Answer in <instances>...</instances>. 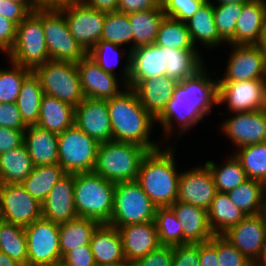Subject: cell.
Segmentation results:
<instances>
[{
    "instance_id": "cell-28",
    "label": "cell",
    "mask_w": 266,
    "mask_h": 266,
    "mask_svg": "<svg viewBox=\"0 0 266 266\" xmlns=\"http://www.w3.org/2000/svg\"><path fill=\"white\" fill-rule=\"evenodd\" d=\"M23 144L31 157L33 166L58 163V135L37 125H30L24 131Z\"/></svg>"
},
{
    "instance_id": "cell-56",
    "label": "cell",
    "mask_w": 266,
    "mask_h": 266,
    "mask_svg": "<svg viewBox=\"0 0 266 266\" xmlns=\"http://www.w3.org/2000/svg\"><path fill=\"white\" fill-rule=\"evenodd\" d=\"M30 12L20 3L0 0V15L18 25Z\"/></svg>"
},
{
    "instance_id": "cell-25",
    "label": "cell",
    "mask_w": 266,
    "mask_h": 266,
    "mask_svg": "<svg viewBox=\"0 0 266 266\" xmlns=\"http://www.w3.org/2000/svg\"><path fill=\"white\" fill-rule=\"evenodd\" d=\"M96 266H121L126 264L122 238L116 227L100 224L90 241Z\"/></svg>"
},
{
    "instance_id": "cell-47",
    "label": "cell",
    "mask_w": 266,
    "mask_h": 266,
    "mask_svg": "<svg viewBox=\"0 0 266 266\" xmlns=\"http://www.w3.org/2000/svg\"><path fill=\"white\" fill-rule=\"evenodd\" d=\"M120 45L109 41L100 40L88 52V55L103 69L105 72L116 75L114 69L120 60ZM109 54V55H108ZM113 60V61H112Z\"/></svg>"
},
{
    "instance_id": "cell-24",
    "label": "cell",
    "mask_w": 266,
    "mask_h": 266,
    "mask_svg": "<svg viewBox=\"0 0 266 266\" xmlns=\"http://www.w3.org/2000/svg\"><path fill=\"white\" fill-rule=\"evenodd\" d=\"M118 230L127 263H133L161 245L155 221L121 226Z\"/></svg>"
},
{
    "instance_id": "cell-52",
    "label": "cell",
    "mask_w": 266,
    "mask_h": 266,
    "mask_svg": "<svg viewBox=\"0 0 266 266\" xmlns=\"http://www.w3.org/2000/svg\"><path fill=\"white\" fill-rule=\"evenodd\" d=\"M61 266H96L91 245L79 246L67 252L61 259Z\"/></svg>"
},
{
    "instance_id": "cell-37",
    "label": "cell",
    "mask_w": 266,
    "mask_h": 266,
    "mask_svg": "<svg viewBox=\"0 0 266 266\" xmlns=\"http://www.w3.org/2000/svg\"><path fill=\"white\" fill-rule=\"evenodd\" d=\"M43 89L39 78L32 71L23 81L16 105L27 126L37 125Z\"/></svg>"
},
{
    "instance_id": "cell-27",
    "label": "cell",
    "mask_w": 266,
    "mask_h": 266,
    "mask_svg": "<svg viewBox=\"0 0 266 266\" xmlns=\"http://www.w3.org/2000/svg\"><path fill=\"white\" fill-rule=\"evenodd\" d=\"M177 83L169 76H159L140 81L133 90L142 106L156 120L172 98Z\"/></svg>"
},
{
    "instance_id": "cell-66",
    "label": "cell",
    "mask_w": 266,
    "mask_h": 266,
    "mask_svg": "<svg viewBox=\"0 0 266 266\" xmlns=\"http://www.w3.org/2000/svg\"><path fill=\"white\" fill-rule=\"evenodd\" d=\"M23 266H61L60 263H53V264H31V263H27Z\"/></svg>"
},
{
    "instance_id": "cell-58",
    "label": "cell",
    "mask_w": 266,
    "mask_h": 266,
    "mask_svg": "<svg viewBox=\"0 0 266 266\" xmlns=\"http://www.w3.org/2000/svg\"><path fill=\"white\" fill-rule=\"evenodd\" d=\"M161 0H119L117 11L130 14L156 8Z\"/></svg>"
},
{
    "instance_id": "cell-6",
    "label": "cell",
    "mask_w": 266,
    "mask_h": 266,
    "mask_svg": "<svg viewBox=\"0 0 266 266\" xmlns=\"http://www.w3.org/2000/svg\"><path fill=\"white\" fill-rule=\"evenodd\" d=\"M8 57L32 71L51 60L42 27V9L29 13L17 25L15 44Z\"/></svg>"
},
{
    "instance_id": "cell-20",
    "label": "cell",
    "mask_w": 266,
    "mask_h": 266,
    "mask_svg": "<svg viewBox=\"0 0 266 266\" xmlns=\"http://www.w3.org/2000/svg\"><path fill=\"white\" fill-rule=\"evenodd\" d=\"M74 124L99 143L112 141L107 100L85 97L75 107Z\"/></svg>"
},
{
    "instance_id": "cell-44",
    "label": "cell",
    "mask_w": 266,
    "mask_h": 266,
    "mask_svg": "<svg viewBox=\"0 0 266 266\" xmlns=\"http://www.w3.org/2000/svg\"><path fill=\"white\" fill-rule=\"evenodd\" d=\"M154 221L161 245L183 244L182 224L170 207H157Z\"/></svg>"
},
{
    "instance_id": "cell-38",
    "label": "cell",
    "mask_w": 266,
    "mask_h": 266,
    "mask_svg": "<svg viewBox=\"0 0 266 266\" xmlns=\"http://www.w3.org/2000/svg\"><path fill=\"white\" fill-rule=\"evenodd\" d=\"M205 164L211 170L218 192L228 193L248 179L239 159L234 154L231 157L228 156L226 163L221 167H217L218 165L212 160L206 161Z\"/></svg>"
},
{
    "instance_id": "cell-54",
    "label": "cell",
    "mask_w": 266,
    "mask_h": 266,
    "mask_svg": "<svg viewBox=\"0 0 266 266\" xmlns=\"http://www.w3.org/2000/svg\"><path fill=\"white\" fill-rule=\"evenodd\" d=\"M17 25L0 15V51L6 55L13 48L16 40Z\"/></svg>"
},
{
    "instance_id": "cell-45",
    "label": "cell",
    "mask_w": 266,
    "mask_h": 266,
    "mask_svg": "<svg viewBox=\"0 0 266 266\" xmlns=\"http://www.w3.org/2000/svg\"><path fill=\"white\" fill-rule=\"evenodd\" d=\"M243 4H213V13L219 36L229 45L235 44V26Z\"/></svg>"
},
{
    "instance_id": "cell-13",
    "label": "cell",
    "mask_w": 266,
    "mask_h": 266,
    "mask_svg": "<svg viewBox=\"0 0 266 266\" xmlns=\"http://www.w3.org/2000/svg\"><path fill=\"white\" fill-rule=\"evenodd\" d=\"M42 217V203L21 184H0V218L7 223L29 226Z\"/></svg>"
},
{
    "instance_id": "cell-60",
    "label": "cell",
    "mask_w": 266,
    "mask_h": 266,
    "mask_svg": "<svg viewBox=\"0 0 266 266\" xmlns=\"http://www.w3.org/2000/svg\"><path fill=\"white\" fill-rule=\"evenodd\" d=\"M37 9H60L74 0H34Z\"/></svg>"
},
{
    "instance_id": "cell-12",
    "label": "cell",
    "mask_w": 266,
    "mask_h": 266,
    "mask_svg": "<svg viewBox=\"0 0 266 266\" xmlns=\"http://www.w3.org/2000/svg\"><path fill=\"white\" fill-rule=\"evenodd\" d=\"M60 10L71 35L88 53L101 39L105 13L89 7L82 0H74Z\"/></svg>"
},
{
    "instance_id": "cell-40",
    "label": "cell",
    "mask_w": 266,
    "mask_h": 266,
    "mask_svg": "<svg viewBox=\"0 0 266 266\" xmlns=\"http://www.w3.org/2000/svg\"><path fill=\"white\" fill-rule=\"evenodd\" d=\"M0 251L22 265L27 264V239L23 226L0 223Z\"/></svg>"
},
{
    "instance_id": "cell-55",
    "label": "cell",
    "mask_w": 266,
    "mask_h": 266,
    "mask_svg": "<svg viewBox=\"0 0 266 266\" xmlns=\"http://www.w3.org/2000/svg\"><path fill=\"white\" fill-rule=\"evenodd\" d=\"M24 131L0 127V154L23 145Z\"/></svg>"
},
{
    "instance_id": "cell-43",
    "label": "cell",
    "mask_w": 266,
    "mask_h": 266,
    "mask_svg": "<svg viewBox=\"0 0 266 266\" xmlns=\"http://www.w3.org/2000/svg\"><path fill=\"white\" fill-rule=\"evenodd\" d=\"M132 26L129 21L128 14L113 11L105 13L103 23V32L100 40L109 41L117 45H131L129 52L133 50V34ZM130 42H132L130 44Z\"/></svg>"
},
{
    "instance_id": "cell-41",
    "label": "cell",
    "mask_w": 266,
    "mask_h": 266,
    "mask_svg": "<svg viewBox=\"0 0 266 266\" xmlns=\"http://www.w3.org/2000/svg\"><path fill=\"white\" fill-rule=\"evenodd\" d=\"M239 159L248 179L266 183V142L237 148Z\"/></svg>"
},
{
    "instance_id": "cell-63",
    "label": "cell",
    "mask_w": 266,
    "mask_h": 266,
    "mask_svg": "<svg viewBox=\"0 0 266 266\" xmlns=\"http://www.w3.org/2000/svg\"><path fill=\"white\" fill-rule=\"evenodd\" d=\"M256 266H266V242L262 248L259 258L254 263Z\"/></svg>"
},
{
    "instance_id": "cell-17",
    "label": "cell",
    "mask_w": 266,
    "mask_h": 266,
    "mask_svg": "<svg viewBox=\"0 0 266 266\" xmlns=\"http://www.w3.org/2000/svg\"><path fill=\"white\" fill-rule=\"evenodd\" d=\"M222 236L255 263L266 242V219L261 214L248 215Z\"/></svg>"
},
{
    "instance_id": "cell-39",
    "label": "cell",
    "mask_w": 266,
    "mask_h": 266,
    "mask_svg": "<svg viewBox=\"0 0 266 266\" xmlns=\"http://www.w3.org/2000/svg\"><path fill=\"white\" fill-rule=\"evenodd\" d=\"M263 188V182L247 179L227 194L232 203L247 216L259 215L262 212Z\"/></svg>"
},
{
    "instance_id": "cell-26",
    "label": "cell",
    "mask_w": 266,
    "mask_h": 266,
    "mask_svg": "<svg viewBox=\"0 0 266 266\" xmlns=\"http://www.w3.org/2000/svg\"><path fill=\"white\" fill-rule=\"evenodd\" d=\"M170 208L182 224L183 244L205 243L214 236L204 208L180 201L173 203Z\"/></svg>"
},
{
    "instance_id": "cell-42",
    "label": "cell",
    "mask_w": 266,
    "mask_h": 266,
    "mask_svg": "<svg viewBox=\"0 0 266 266\" xmlns=\"http://www.w3.org/2000/svg\"><path fill=\"white\" fill-rule=\"evenodd\" d=\"M155 44L174 49H197L191 40L186 22L170 17L162 20Z\"/></svg>"
},
{
    "instance_id": "cell-8",
    "label": "cell",
    "mask_w": 266,
    "mask_h": 266,
    "mask_svg": "<svg viewBox=\"0 0 266 266\" xmlns=\"http://www.w3.org/2000/svg\"><path fill=\"white\" fill-rule=\"evenodd\" d=\"M157 206L135 181L115 185L114 207L108 225L116 227L155 220Z\"/></svg>"
},
{
    "instance_id": "cell-49",
    "label": "cell",
    "mask_w": 266,
    "mask_h": 266,
    "mask_svg": "<svg viewBox=\"0 0 266 266\" xmlns=\"http://www.w3.org/2000/svg\"><path fill=\"white\" fill-rule=\"evenodd\" d=\"M217 256L219 266H251L253 264L222 235H217Z\"/></svg>"
},
{
    "instance_id": "cell-36",
    "label": "cell",
    "mask_w": 266,
    "mask_h": 266,
    "mask_svg": "<svg viewBox=\"0 0 266 266\" xmlns=\"http://www.w3.org/2000/svg\"><path fill=\"white\" fill-rule=\"evenodd\" d=\"M66 174L58 163L35 166L21 185L32 197L42 203L55 184Z\"/></svg>"
},
{
    "instance_id": "cell-62",
    "label": "cell",
    "mask_w": 266,
    "mask_h": 266,
    "mask_svg": "<svg viewBox=\"0 0 266 266\" xmlns=\"http://www.w3.org/2000/svg\"><path fill=\"white\" fill-rule=\"evenodd\" d=\"M22 4L30 13L38 10L34 0H11Z\"/></svg>"
},
{
    "instance_id": "cell-53",
    "label": "cell",
    "mask_w": 266,
    "mask_h": 266,
    "mask_svg": "<svg viewBox=\"0 0 266 266\" xmlns=\"http://www.w3.org/2000/svg\"><path fill=\"white\" fill-rule=\"evenodd\" d=\"M0 127L26 130L16 103H0Z\"/></svg>"
},
{
    "instance_id": "cell-51",
    "label": "cell",
    "mask_w": 266,
    "mask_h": 266,
    "mask_svg": "<svg viewBox=\"0 0 266 266\" xmlns=\"http://www.w3.org/2000/svg\"><path fill=\"white\" fill-rule=\"evenodd\" d=\"M172 266H200L199 244L174 245Z\"/></svg>"
},
{
    "instance_id": "cell-23",
    "label": "cell",
    "mask_w": 266,
    "mask_h": 266,
    "mask_svg": "<svg viewBox=\"0 0 266 266\" xmlns=\"http://www.w3.org/2000/svg\"><path fill=\"white\" fill-rule=\"evenodd\" d=\"M266 38V1L251 0L243 9L235 26V45L263 44Z\"/></svg>"
},
{
    "instance_id": "cell-22",
    "label": "cell",
    "mask_w": 266,
    "mask_h": 266,
    "mask_svg": "<svg viewBox=\"0 0 266 266\" xmlns=\"http://www.w3.org/2000/svg\"><path fill=\"white\" fill-rule=\"evenodd\" d=\"M42 217L54 223L69 222L77 217L74 201V174L62 177L42 202Z\"/></svg>"
},
{
    "instance_id": "cell-14",
    "label": "cell",
    "mask_w": 266,
    "mask_h": 266,
    "mask_svg": "<svg viewBox=\"0 0 266 266\" xmlns=\"http://www.w3.org/2000/svg\"><path fill=\"white\" fill-rule=\"evenodd\" d=\"M24 229L27 239V263H61L59 224L41 217Z\"/></svg>"
},
{
    "instance_id": "cell-50",
    "label": "cell",
    "mask_w": 266,
    "mask_h": 266,
    "mask_svg": "<svg viewBox=\"0 0 266 266\" xmlns=\"http://www.w3.org/2000/svg\"><path fill=\"white\" fill-rule=\"evenodd\" d=\"M173 246L160 245L144 257L135 260L133 266H172Z\"/></svg>"
},
{
    "instance_id": "cell-2",
    "label": "cell",
    "mask_w": 266,
    "mask_h": 266,
    "mask_svg": "<svg viewBox=\"0 0 266 266\" xmlns=\"http://www.w3.org/2000/svg\"><path fill=\"white\" fill-rule=\"evenodd\" d=\"M127 88V89H126ZM112 127V140L134 143L153 151L161 148L150 141L156 120L142 106L136 92L125 87L118 96L107 100Z\"/></svg>"
},
{
    "instance_id": "cell-64",
    "label": "cell",
    "mask_w": 266,
    "mask_h": 266,
    "mask_svg": "<svg viewBox=\"0 0 266 266\" xmlns=\"http://www.w3.org/2000/svg\"><path fill=\"white\" fill-rule=\"evenodd\" d=\"M261 215L266 219V183L263 188L262 212Z\"/></svg>"
},
{
    "instance_id": "cell-5",
    "label": "cell",
    "mask_w": 266,
    "mask_h": 266,
    "mask_svg": "<svg viewBox=\"0 0 266 266\" xmlns=\"http://www.w3.org/2000/svg\"><path fill=\"white\" fill-rule=\"evenodd\" d=\"M148 151L134 143L114 140L102 142L98 147L93 172L114 183L135 181Z\"/></svg>"
},
{
    "instance_id": "cell-21",
    "label": "cell",
    "mask_w": 266,
    "mask_h": 266,
    "mask_svg": "<svg viewBox=\"0 0 266 266\" xmlns=\"http://www.w3.org/2000/svg\"><path fill=\"white\" fill-rule=\"evenodd\" d=\"M76 64L85 97L108 100L123 91L119 87L117 75L105 72L88 54Z\"/></svg>"
},
{
    "instance_id": "cell-4",
    "label": "cell",
    "mask_w": 266,
    "mask_h": 266,
    "mask_svg": "<svg viewBox=\"0 0 266 266\" xmlns=\"http://www.w3.org/2000/svg\"><path fill=\"white\" fill-rule=\"evenodd\" d=\"M116 183L94 173L74 174V201L78 217L108 224L114 207Z\"/></svg>"
},
{
    "instance_id": "cell-59",
    "label": "cell",
    "mask_w": 266,
    "mask_h": 266,
    "mask_svg": "<svg viewBox=\"0 0 266 266\" xmlns=\"http://www.w3.org/2000/svg\"><path fill=\"white\" fill-rule=\"evenodd\" d=\"M89 7L104 13L117 11L119 0H82Z\"/></svg>"
},
{
    "instance_id": "cell-11",
    "label": "cell",
    "mask_w": 266,
    "mask_h": 266,
    "mask_svg": "<svg viewBox=\"0 0 266 266\" xmlns=\"http://www.w3.org/2000/svg\"><path fill=\"white\" fill-rule=\"evenodd\" d=\"M121 76L124 87L134 88L148 78L166 76V46L144 45L128 51Z\"/></svg>"
},
{
    "instance_id": "cell-10",
    "label": "cell",
    "mask_w": 266,
    "mask_h": 266,
    "mask_svg": "<svg viewBox=\"0 0 266 266\" xmlns=\"http://www.w3.org/2000/svg\"><path fill=\"white\" fill-rule=\"evenodd\" d=\"M42 27L51 60L77 63L88 54L71 35L60 9H42Z\"/></svg>"
},
{
    "instance_id": "cell-9",
    "label": "cell",
    "mask_w": 266,
    "mask_h": 266,
    "mask_svg": "<svg viewBox=\"0 0 266 266\" xmlns=\"http://www.w3.org/2000/svg\"><path fill=\"white\" fill-rule=\"evenodd\" d=\"M99 144L74 124L58 135V164L69 174L93 172Z\"/></svg>"
},
{
    "instance_id": "cell-48",
    "label": "cell",
    "mask_w": 266,
    "mask_h": 266,
    "mask_svg": "<svg viewBox=\"0 0 266 266\" xmlns=\"http://www.w3.org/2000/svg\"><path fill=\"white\" fill-rule=\"evenodd\" d=\"M206 0H161L166 17L188 21Z\"/></svg>"
},
{
    "instance_id": "cell-18",
    "label": "cell",
    "mask_w": 266,
    "mask_h": 266,
    "mask_svg": "<svg viewBox=\"0 0 266 266\" xmlns=\"http://www.w3.org/2000/svg\"><path fill=\"white\" fill-rule=\"evenodd\" d=\"M221 131L237 148L266 142V108L250 112H235L221 124Z\"/></svg>"
},
{
    "instance_id": "cell-15",
    "label": "cell",
    "mask_w": 266,
    "mask_h": 266,
    "mask_svg": "<svg viewBox=\"0 0 266 266\" xmlns=\"http://www.w3.org/2000/svg\"><path fill=\"white\" fill-rule=\"evenodd\" d=\"M232 50L224 77L218 82L266 80V50L263 44L235 45Z\"/></svg>"
},
{
    "instance_id": "cell-65",
    "label": "cell",
    "mask_w": 266,
    "mask_h": 266,
    "mask_svg": "<svg viewBox=\"0 0 266 266\" xmlns=\"http://www.w3.org/2000/svg\"><path fill=\"white\" fill-rule=\"evenodd\" d=\"M219 3L217 4H232V3H237V4H243V3H247L251 0H216Z\"/></svg>"
},
{
    "instance_id": "cell-19",
    "label": "cell",
    "mask_w": 266,
    "mask_h": 266,
    "mask_svg": "<svg viewBox=\"0 0 266 266\" xmlns=\"http://www.w3.org/2000/svg\"><path fill=\"white\" fill-rule=\"evenodd\" d=\"M217 192L211 170L206 164L181 172L177 201L208 210Z\"/></svg>"
},
{
    "instance_id": "cell-32",
    "label": "cell",
    "mask_w": 266,
    "mask_h": 266,
    "mask_svg": "<svg viewBox=\"0 0 266 266\" xmlns=\"http://www.w3.org/2000/svg\"><path fill=\"white\" fill-rule=\"evenodd\" d=\"M133 34V49L155 43L162 20L166 17L162 4L156 8L128 14Z\"/></svg>"
},
{
    "instance_id": "cell-35",
    "label": "cell",
    "mask_w": 266,
    "mask_h": 266,
    "mask_svg": "<svg viewBox=\"0 0 266 266\" xmlns=\"http://www.w3.org/2000/svg\"><path fill=\"white\" fill-rule=\"evenodd\" d=\"M197 49H174L166 47V76L177 82L193 76L204 66Z\"/></svg>"
},
{
    "instance_id": "cell-61",
    "label": "cell",
    "mask_w": 266,
    "mask_h": 266,
    "mask_svg": "<svg viewBox=\"0 0 266 266\" xmlns=\"http://www.w3.org/2000/svg\"><path fill=\"white\" fill-rule=\"evenodd\" d=\"M0 266H23V265L11 259L4 252L0 251Z\"/></svg>"
},
{
    "instance_id": "cell-29",
    "label": "cell",
    "mask_w": 266,
    "mask_h": 266,
    "mask_svg": "<svg viewBox=\"0 0 266 266\" xmlns=\"http://www.w3.org/2000/svg\"><path fill=\"white\" fill-rule=\"evenodd\" d=\"M75 107L56 97L44 94L37 126L57 135L74 125Z\"/></svg>"
},
{
    "instance_id": "cell-16",
    "label": "cell",
    "mask_w": 266,
    "mask_h": 266,
    "mask_svg": "<svg viewBox=\"0 0 266 266\" xmlns=\"http://www.w3.org/2000/svg\"><path fill=\"white\" fill-rule=\"evenodd\" d=\"M223 103L232 113L265 109L266 80L218 82V105Z\"/></svg>"
},
{
    "instance_id": "cell-3",
    "label": "cell",
    "mask_w": 266,
    "mask_h": 266,
    "mask_svg": "<svg viewBox=\"0 0 266 266\" xmlns=\"http://www.w3.org/2000/svg\"><path fill=\"white\" fill-rule=\"evenodd\" d=\"M170 147L148 151L136 179L157 207H170L177 201L181 172L176 171L174 149Z\"/></svg>"
},
{
    "instance_id": "cell-1",
    "label": "cell",
    "mask_w": 266,
    "mask_h": 266,
    "mask_svg": "<svg viewBox=\"0 0 266 266\" xmlns=\"http://www.w3.org/2000/svg\"><path fill=\"white\" fill-rule=\"evenodd\" d=\"M210 74L203 66L193 76L177 83L172 98L156 119L165 131V138L170 137L174 130L173 120L178 122L181 136L186 129L198 125L213 105H218V79L212 80Z\"/></svg>"
},
{
    "instance_id": "cell-46",
    "label": "cell",
    "mask_w": 266,
    "mask_h": 266,
    "mask_svg": "<svg viewBox=\"0 0 266 266\" xmlns=\"http://www.w3.org/2000/svg\"><path fill=\"white\" fill-rule=\"evenodd\" d=\"M12 69L0 68V103H16L24 79L32 70L10 61Z\"/></svg>"
},
{
    "instance_id": "cell-34",
    "label": "cell",
    "mask_w": 266,
    "mask_h": 266,
    "mask_svg": "<svg viewBox=\"0 0 266 266\" xmlns=\"http://www.w3.org/2000/svg\"><path fill=\"white\" fill-rule=\"evenodd\" d=\"M100 223L94 219L76 217L59 224V245L61 258L72 249L90 244L91 237Z\"/></svg>"
},
{
    "instance_id": "cell-33",
    "label": "cell",
    "mask_w": 266,
    "mask_h": 266,
    "mask_svg": "<svg viewBox=\"0 0 266 266\" xmlns=\"http://www.w3.org/2000/svg\"><path fill=\"white\" fill-rule=\"evenodd\" d=\"M33 163L25 145L0 154V184H21L32 172Z\"/></svg>"
},
{
    "instance_id": "cell-68",
    "label": "cell",
    "mask_w": 266,
    "mask_h": 266,
    "mask_svg": "<svg viewBox=\"0 0 266 266\" xmlns=\"http://www.w3.org/2000/svg\"><path fill=\"white\" fill-rule=\"evenodd\" d=\"M264 47H265V50H266V38L264 40V43H263Z\"/></svg>"
},
{
    "instance_id": "cell-67",
    "label": "cell",
    "mask_w": 266,
    "mask_h": 266,
    "mask_svg": "<svg viewBox=\"0 0 266 266\" xmlns=\"http://www.w3.org/2000/svg\"><path fill=\"white\" fill-rule=\"evenodd\" d=\"M121 266H133V264L132 263H126V264L121 265Z\"/></svg>"
},
{
    "instance_id": "cell-31",
    "label": "cell",
    "mask_w": 266,
    "mask_h": 266,
    "mask_svg": "<svg viewBox=\"0 0 266 266\" xmlns=\"http://www.w3.org/2000/svg\"><path fill=\"white\" fill-rule=\"evenodd\" d=\"M207 214L208 224L214 235H222L247 216L223 192L216 193Z\"/></svg>"
},
{
    "instance_id": "cell-30",
    "label": "cell",
    "mask_w": 266,
    "mask_h": 266,
    "mask_svg": "<svg viewBox=\"0 0 266 266\" xmlns=\"http://www.w3.org/2000/svg\"><path fill=\"white\" fill-rule=\"evenodd\" d=\"M191 40L196 47L200 41L208 49L217 47L225 41L219 36L213 13V2L206 0L198 11L186 21Z\"/></svg>"
},
{
    "instance_id": "cell-7",
    "label": "cell",
    "mask_w": 266,
    "mask_h": 266,
    "mask_svg": "<svg viewBox=\"0 0 266 266\" xmlns=\"http://www.w3.org/2000/svg\"><path fill=\"white\" fill-rule=\"evenodd\" d=\"M43 93L77 107L85 98L76 63L49 60L33 70Z\"/></svg>"
},
{
    "instance_id": "cell-57",
    "label": "cell",
    "mask_w": 266,
    "mask_h": 266,
    "mask_svg": "<svg viewBox=\"0 0 266 266\" xmlns=\"http://www.w3.org/2000/svg\"><path fill=\"white\" fill-rule=\"evenodd\" d=\"M200 266H219L217 256V235L208 242L199 243Z\"/></svg>"
}]
</instances>
